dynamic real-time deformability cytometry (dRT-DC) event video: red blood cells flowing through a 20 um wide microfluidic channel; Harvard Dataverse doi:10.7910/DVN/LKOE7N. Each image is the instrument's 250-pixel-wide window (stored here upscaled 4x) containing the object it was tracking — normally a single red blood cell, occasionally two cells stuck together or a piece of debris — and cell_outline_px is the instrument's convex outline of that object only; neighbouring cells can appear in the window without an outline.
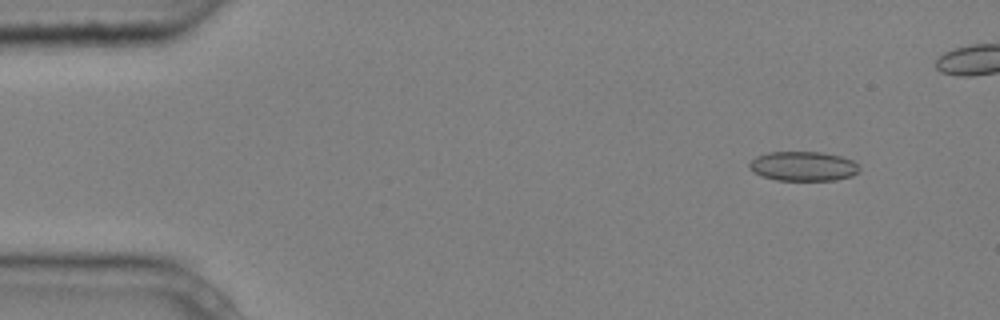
{"species": "common noctule bat (a hibernating species)", "species_latin": "Nyctalus noctula", "temperature_condition": "cold", "stored_images_in_passage": 6, "camera_frame_rate_fps": 3000, "um_per_image_px": 0.085, "animal": {"sex": "male", "body_mass_g": 20.4}, "frame": {"image": 1, "passage_image": 2, "time_ms": 0.333, "image_size_px": [1000, 320], "cell_outline_px": [[860, 172], [852, 176], [836, 180], [776, 180], [760, 176], [752, 172], [748, 168], [748, 164], [756, 156], [768, 152], [820, 152], [840, 156], [852, 160], [860, 168]], "centroid_in_image_um": [68.24, 14.13], "position_along_channel_um": 16.8, "area_um2": 19.07}}